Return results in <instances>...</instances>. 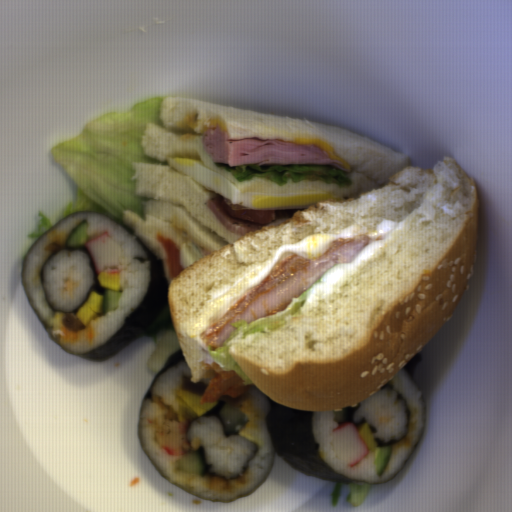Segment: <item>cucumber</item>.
<instances>
[{
    "mask_svg": "<svg viewBox=\"0 0 512 512\" xmlns=\"http://www.w3.org/2000/svg\"><path fill=\"white\" fill-rule=\"evenodd\" d=\"M209 411L202 415L206 417H216L219 419L224 438L238 436L245 428L248 418L241 411V405L236 398L222 395Z\"/></svg>",
    "mask_w": 512,
    "mask_h": 512,
    "instance_id": "1",
    "label": "cucumber"
},
{
    "mask_svg": "<svg viewBox=\"0 0 512 512\" xmlns=\"http://www.w3.org/2000/svg\"><path fill=\"white\" fill-rule=\"evenodd\" d=\"M213 464L207 462L206 449L204 446H198L196 450H190L173 464L175 471L182 473L197 474L205 476Z\"/></svg>",
    "mask_w": 512,
    "mask_h": 512,
    "instance_id": "2",
    "label": "cucumber"
},
{
    "mask_svg": "<svg viewBox=\"0 0 512 512\" xmlns=\"http://www.w3.org/2000/svg\"><path fill=\"white\" fill-rule=\"evenodd\" d=\"M88 220H80L69 233L65 244L67 246H85L88 241Z\"/></svg>",
    "mask_w": 512,
    "mask_h": 512,
    "instance_id": "3",
    "label": "cucumber"
},
{
    "mask_svg": "<svg viewBox=\"0 0 512 512\" xmlns=\"http://www.w3.org/2000/svg\"><path fill=\"white\" fill-rule=\"evenodd\" d=\"M121 295L122 293L118 289L103 288V302L100 312L106 314L109 311H116Z\"/></svg>",
    "mask_w": 512,
    "mask_h": 512,
    "instance_id": "4",
    "label": "cucumber"
},
{
    "mask_svg": "<svg viewBox=\"0 0 512 512\" xmlns=\"http://www.w3.org/2000/svg\"><path fill=\"white\" fill-rule=\"evenodd\" d=\"M374 450L375 466L378 476H382L388 467L392 449L377 446Z\"/></svg>",
    "mask_w": 512,
    "mask_h": 512,
    "instance_id": "5",
    "label": "cucumber"
},
{
    "mask_svg": "<svg viewBox=\"0 0 512 512\" xmlns=\"http://www.w3.org/2000/svg\"><path fill=\"white\" fill-rule=\"evenodd\" d=\"M359 405L342 408V411H334L333 417L335 422H337L339 426L343 423L353 424V415L357 411Z\"/></svg>",
    "mask_w": 512,
    "mask_h": 512,
    "instance_id": "6",
    "label": "cucumber"
}]
</instances>
